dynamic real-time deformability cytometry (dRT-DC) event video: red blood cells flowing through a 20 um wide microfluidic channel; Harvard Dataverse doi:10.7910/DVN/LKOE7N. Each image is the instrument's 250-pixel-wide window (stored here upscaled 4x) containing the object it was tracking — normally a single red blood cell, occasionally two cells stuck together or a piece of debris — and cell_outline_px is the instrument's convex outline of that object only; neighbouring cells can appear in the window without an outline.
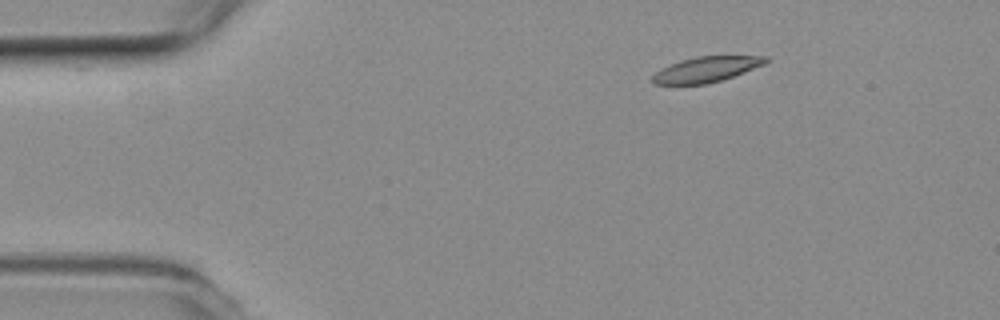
{"species": "common noctule bat (a hibernating species)", "species_latin": "Nyctalus noctula", "temperature_condition": "room temperature", "stored_images_in_passage": 47, "camera_frame_rate_fps": 3000, "um_per_image_px": 0.085, "animal": {"sex": "female", "body_mass_g": 19.3, "forearm_length_mm": 54.1}, "frame": {"image": 1, "passage_image": 1, "time_ms": 0.0, "image_size_px": [1000, 320], "cell_outline_px": [[768, 60], [764, 64], [732, 76], [708, 84], [656, 84], [652, 80], [652, 76], [656, 72], [680, 60], [696, 56], [768, 56]], "centroid_in_image_um": [60.04, 5.89], "position_along_channel_um": 25.0, "area_um2": 16.36}}
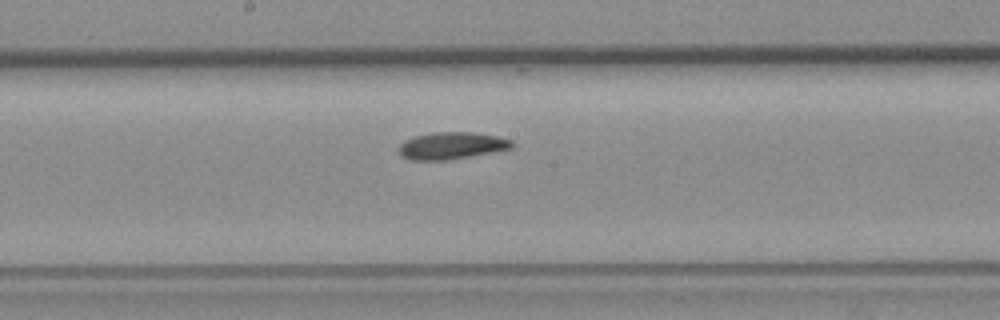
{"frame": {"image": 2, "passage_image": 21, "time_ms": 6.667, "image_size_px": [1000, 320], "cell_outline_px": [[512, 148], [448, 160], [412, 160], [404, 156], [400, 152], [400, 144], [404, 140], [416, 136], [432, 132], [472, 132], [496, 136], [512, 140]], "centroid_in_image_um": [38.38, 12.37], "position_along_channel_um": 209.8, "area_um2": 17.51}}
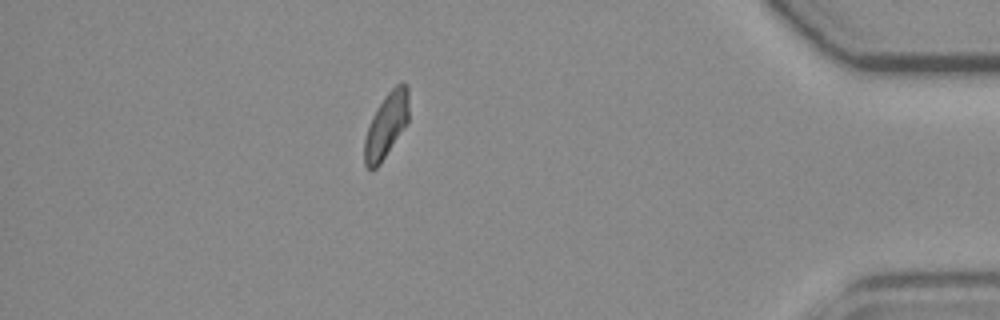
{"frame": {"image": 3, "passage_image": 40, "time_ms": 13.0, "image_size_px": [1000, 320], "cell_outline_px": [[408, 124], [380, 164], [372, 172], [364, 164], [364, 140], [372, 116], [376, 108], [384, 96], [396, 84], [408, 84]], "centroid_in_image_um": [32.83, 10.68], "position_along_channel_um": 402.4, "area_um2": 16.94}}